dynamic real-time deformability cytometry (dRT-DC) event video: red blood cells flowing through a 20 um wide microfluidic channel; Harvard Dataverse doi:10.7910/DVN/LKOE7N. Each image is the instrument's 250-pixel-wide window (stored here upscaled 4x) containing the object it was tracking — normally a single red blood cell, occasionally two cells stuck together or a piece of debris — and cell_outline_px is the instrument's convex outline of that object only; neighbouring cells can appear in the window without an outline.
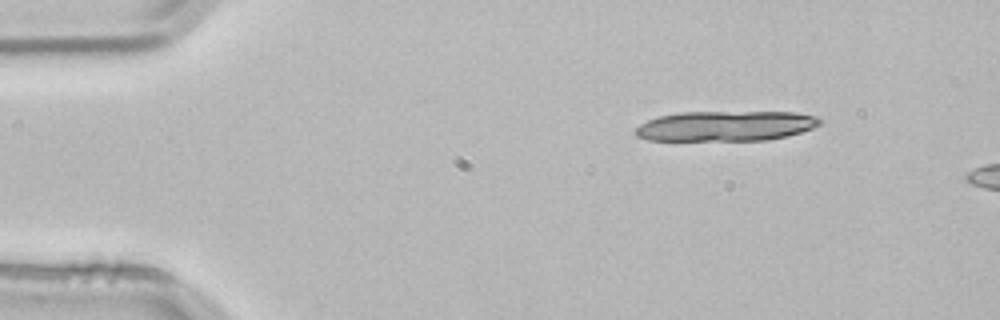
{"species": "common noctule bat (a hibernating species)", "species_latin": "Nyctalus noctula", "temperature_condition": "room temperature", "stored_images_in_passage": 2, "camera_frame_rate_fps": 3000, "um_per_image_px": 0.085, "animal": {"sex": "male", "body_mass_g": 21.5, "forearm_length_mm": 52.0}, "frame": {"image": 1, "passage_image": 1, "time_ms": 0.0, "image_size_px": [1000, 320], "cell_outline_px": [[824, 120], [820, 124], [812, 128], [800, 132], [768, 140], [648, 140], [636, 136], [636, 128], [640, 124], [648, 120], [660, 116], [680, 112], [796, 112], [820, 116]], "centroid_in_image_um": [61.73, 10.7], "position_along_channel_um": 23.3, "area_um2": 32.43}}